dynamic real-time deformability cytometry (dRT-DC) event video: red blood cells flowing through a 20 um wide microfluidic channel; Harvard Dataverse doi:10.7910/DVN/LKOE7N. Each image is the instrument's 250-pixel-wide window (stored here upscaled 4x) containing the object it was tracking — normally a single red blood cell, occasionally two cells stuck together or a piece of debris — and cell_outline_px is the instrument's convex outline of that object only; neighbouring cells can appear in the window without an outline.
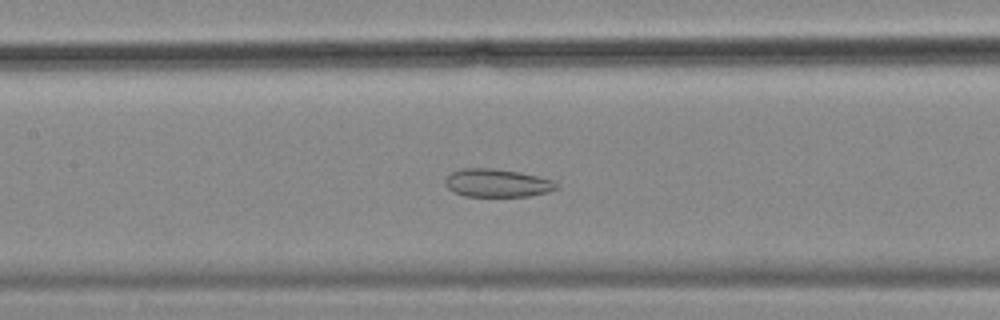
{"species": "common noctule bat (a hibernating species)", "species_latin": "Nyctalus noctula", "temperature_condition": "cold", "stored_images_in_passage": 59, "camera_frame_rate_fps": 3000, "um_per_image_px": 0.085, "animal": {"sex": "female", "body_mass_g": 18.4}, "frame": {"image": 1, "passage_image": 27, "time_ms": 8.667, "image_size_px": [1000, 320], "cell_outline_px": [[556, 188], [548, 192], [528, 196], [464, 196], [448, 188], [444, 184], [444, 180], [452, 172], [460, 168], [488, 168], [516, 172], [536, 176], [552, 180], [556, 184]], "centroid_in_image_um": [42.2, 15.56], "position_along_channel_um": 165.2, "area_um2": 17.86}}
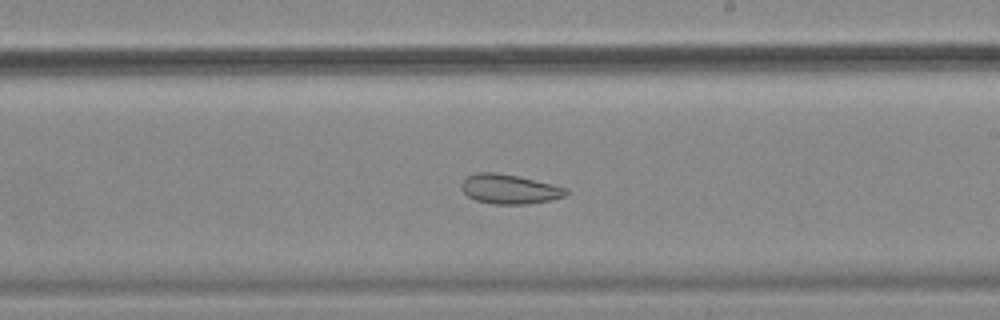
{"frame": {"image": 2, "passage_image": 34, "time_ms": 11.0, "image_size_px": [1000, 320], "cell_outline_px": [[568, 192], [564, 196], [552, 200], [528, 204], [492, 204], [476, 200], [468, 196], [460, 188], [464, 180], [468, 176], [476, 172], [496, 172], [516, 176], [552, 184], [568, 188]], "centroid_in_image_um": [43.3, 16.08], "position_along_channel_um": 245.7, "area_um2": 17.92}}
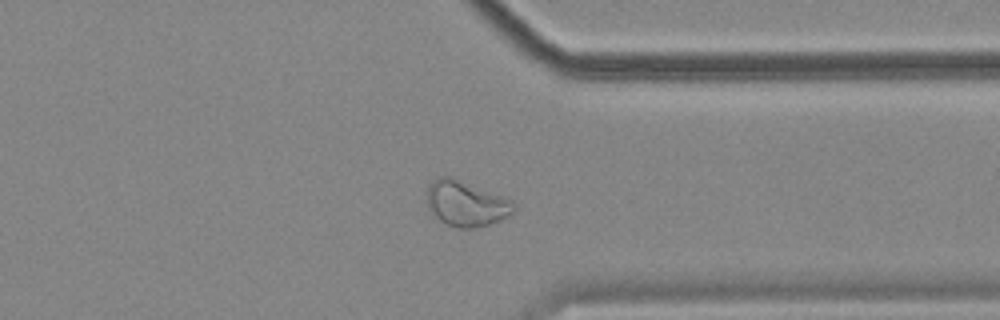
{"frame": {"image": 3, "passage_image": 45, "time_ms": 14.667, "image_size_px": [1000, 320], "cell_outline_px": [[516, 208], [512, 212], [500, 220], [488, 224], [472, 228], [456, 228], [444, 224], [432, 216], [428, 208], [428, 184], [432, 180], [440, 176], [452, 176], [512, 200], [516, 204]], "centroid_in_image_um": [39.58, 17.3], "position_along_channel_um": 371.8, "area_um2": 23.18}, "authors_computed_cell_mechanics": {"area_um2": 24.854, "velocity_mm_per_s": 3.4782, "shape_relaxation_time_tau1_ms": null, "shape_relaxation_time_tau2_ms": 5.4239, "deformation_change_tau1": null, "deformation_change_tau2": 0.1182}}